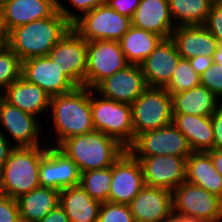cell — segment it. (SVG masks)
<instances>
[{
    "instance_id": "6da1fadb",
    "label": "cell",
    "mask_w": 222,
    "mask_h": 222,
    "mask_svg": "<svg viewBox=\"0 0 222 222\" xmlns=\"http://www.w3.org/2000/svg\"><path fill=\"white\" fill-rule=\"evenodd\" d=\"M72 24L56 10L50 17L19 26L6 35V45L24 61L47 56Z\"/></svg>"
},
{
    "instance_id": "7a4b0ae2",
    "label": "cell",
    "mask_w": 222,
    "mask_h": 222,
    "mask_svg": "<svg viewBox=\"0 0 222 222\" xmlns=\"http://www.w3.org/2000/svg\"><path fill=\"white\" fill-rule=\"evenodd\" d=\"M50 111L58 147L69 137L95 130L90 106V88L76 87L73 91L50 98Z\"/></svg>"
},
{
    "instance_id": "3957f363",
    "label": "cell",
    "mask_w": 222,
    "mask_h": 222,
    "mask_svg": "<svg viewBox=\"0 0 222 222\" xmlns=\"http://www.w3.org/2000/svg\"><path fill=\"white\" fill-rule=\"evenodd\" d=\"M58 148L76 163L81 173L111 167L127 150L96 130L69 137Z\"/></svg>"
},
{
    "instance_id": "277c9868",
    "label": "cell",
    "mask_w": 222,
    "mask_h": 222,
    "mask_svg": "<svg viewBox=\"0 0 222 222\" xmlns=\"http://www.w3.org/2000/svg\"><path fill=\"white\" fill-rule=\"evenodd\" d=\"M46 149V146L14 147L0 170V194L17 199L39 188V166Z\"/></svg>"
},
{
    "instance_id": "5b68a950",
    "label": "cell",
    "mask_w": 222,
    "mask_h": 222,
    "mask_svg": "<svg viewBox=\"0 0 222 222\" xmlns=\"http://www.w3.org/2000/svg\"><path fill=\"white\" fill-rule=\"evenodd\" d=\"M90 89L91 116L96 131L117 140L128 149L134 142L131 105L93 95Z\"/></svg>"
},
{
    "instance_id": "8992f818",
    "label": "cell",
    "mask_w": 222,
    "mask_h": 222,
    "mask_svg": "<svg viewBox=\"0 0 222 222\" xmlns=\"http://www.w3.org/2000/svg\"><path fill=\"white\" fill-rule=\"evenodd\" d=\"M131 108L134 140L143 132L172 123V97L164 87H147Z\"/></svg>"
},
{
    "instance_id": "52a82bcc",
    "label": "cell",
    "mask_w": 222,
    "mask_h": 222,
    "mask_svg": "<svg viewBox=\"0 0 222 222\" xmlns=\"http://www.w3.org/2000/svg\"><path fill=\"white\" fill-rule=\"evenodd\" d=\"M131 27V18L119 14L107 3L80 16L72 28L87 42L119 41Z\"/></svg>"
},
{
    "instance_id": "ba28073f",
    "label": "cell",
    "mask_w": 222,
    "mask_h": 222,
    "mask_svg": "<svg viewBox=\"0 0 222 222\" xmlns=\"http://www.w3.org/2000/svg\"><path fill=\"white\" fill-rule=\"evenodd\" d=\"M127 150L134 157L175 155L188 158L193 152L185 136L173 123L139 134Z\"/></svg>"
},
{
    "instance_id": "9c48e42d",
    "label": "cell",
    "mask_w": 222,
    "mask_h": 222,
    "mask_svg": "<svg viewBox=\"0 0 222 222\" xmlns=\"http://www.w3.org/2000/svg\"><path fill=\"white\" fill-rule=\"evenodd\" d=\"M47 56L76 87H86L87 41L73 28L52 48Z\"/></svg>"
},
{
    "instance_id": "30bf717a",
    "label": "cell",
    "mask_w": 222,
    "mask_h": 222,
    "mask_svg": "<svg viewBox=\"0 0 222 222\" xmlns=\"http://www.w3.org/2000/svg\"><path fill=\"white\" fill-rule=\"evenodd\" d=\"M173 211L207 222L222 220V199L202 187L183 182L172 191Z\"/></svg>"
},
{
    "instance_id": "8fae6325",
    "label": "cell",
    "mask_w": 222,
    "mask_h": 222,
    "mask_svg": "<svg viewBox=\"0 0 222 222\" xmlns=\"http://www.w3.org/2000/svg\"><path fill=\"white\" fill-rule=\"evenodd\" d=\"M88 66L86 87L94 89L102 80L128 65L119 41L96 40L87 42Z\"/></svg>"
},
{
    "instance_id": "7c38bea8",
    "label": "cell",
    "mask_w": 222,
    "mask_h": 222,
    "mask_svg": "<svg viewBox=\"0 0 222 222\" xmlns=\"http://www.w3.org/2000/svg\"><path fill=\"white\" fill-rule=\"evenodd\" d=\"M144 186L141 164L126 150L112 165L108 202L128 205Z\"/></svg>"
},
{
    "instance_id": "4fadbf2b",
    "label": "cell",
    "mask_w": 222,
    "mask_h": 222,
    "mask_svg": "<svg viewBox=\"0 0 222 222\" xmlns=\"http://www.w3.org/2000/svg\"><path fill=\"white\" fill-rule=\"evenodd\" d=\"M139 160L146 186L173 191L186 182V159L175 155L135 157Z\"/></svg>"
},
{
    "instance_id": "5bb4252c",
    "label": "cell",
    "mask_w": 222,
    "mask_h": 222,
    "mask_svg": "<svg viewBox=\"0 0 222 222\" xmlns=\"http://www.w3.org/2000/svg\"><path fill=\"white\" fill-rule=\"evenodd\" d=\"M81 172L76 163L58 147H47L40 161V187L64 190L80 185Z\"/></svg>"
},
{
    "instance_id": "9a60e30c",
    "label": "cell",
    "mask_w": 222,
    "mask_h": 222,
    "mask_svg": "<svg viewBox=\"0 0 222 222\" xmlns=\"http://www.w3.org/2000/svg\"><path fill=\"white\" fill-rule=\"evenodd\" d=\"M140 65H128L102 80L95 88L102 97L131 105L147 88Z\"/></svg>"
},
{
    "instance_id": "2e32d148",
    "label": "cell",
    "mask_w": 222,
    "mask_h": 222,
    "mask_svg": "<svg viewBox=\"0 0 222 222\" xmlns=\"http://www.w3.org/2000/svg\"><path fill=\"white\" fill-rule=\"evenodd\" d=\"M21 77L38 85L50 96L66 94L76 88L48 56L22 61Z\"/></svg>"
},
{
    "instance_id": "e0dca14e",
    "label": "cell",
    "mask_w": 222,
    "mask_h": 222,
    "mask_svg": "<svg viewBox=\"0 0 222 222\" xmlns=\"http://www.w3.org/2000/svg\"><path fill=\"white\" fill-rule=\"evenodd\" d=\"M0 124L15 141L14 147L41 146L38 135L42 125L38 117L10 105L3 98L0 99Z\"/></svg>"
},
{
    "instance_id": "ac0fdd59",
    "label": "cell",
    "mask_w": 222,
    "mask_h": 222,
    "mask_svg": "<svg viewBox=\"0 0 222 222\" xmlns=\"http://www.w3.org/2000/svg\"><path fill=\"white\" fill-rule=\"evenodd\" d=\"M57 10V0H7L0 4V29L7 35L16 27L48 18Z\"/></svg>"
},
{
    "instance_id": "d6986e66",
    "label": "cell",
    "mask_w": 222,
    "mask_h": 222,
    "mask_svg": "<svg viewBox=\"0 0 222 222\" xmlns=\"http://www.w3.org/2000/svg\"><path fill=\"white\" fill-rule=\"evenodd\" d=\"M181 56L172 38L162 39L140 65L148 87H165L171 80Z\"/></svg>"
},
{
    "instance_id": "ffe728a7",
    "label": "cell",
    "mask_w": 222,
    "mask_h": 222,
    "mask_svg": "<svg viewBox=\"0 0 222 222\" xmlns=\"http://www.w3.org/2000/svg\"><path fill=\"white\" fill-rule=\"evenodd\" d=\"M128 205L135 222H164L173 211L172 191L145 185Z\"/></svg>"
},
{
    "instance_id": "44dd1931",
    "label": "cell",
    "mask_w": 222,
    "mask_h": 222,
    "mask_svg": "<svg viewBox=\"0 0 222 222\" xmlns=\"http://www.w3.org/2000/svg\"><path fill=\"white\" fill-rule=\"evenodd\" d=\"M131 25L155 33L163 39L171 38L176 28L168 0H141L133 13Z\"/></svg>"
},
{
    "instance_id": "7402d4cb",
    "label": "cell",
    "mask_w": 222,
    "mask_h": 222,
    "mask_svg": "<svg viewBox=\"0 0 222 222\" xmlns=\"http://www.w3.org/2000/svg\"><path fill=\"white\" fill-rule=\"evenodd\" d=\"M181 58L213 57L219 42L204 25L176 26L171 37Z\"/></svg>"
},
{
    "instance_id": "603a6c76",
    "label": "cell",
    "mask_w": 222,
    "mask_h": 222,
    "mask_svg": "<svg viewBox=\"0 0 222 222\" xmlns=\"http://www.w3.org/2000/svg\"><path fill=\"white\" fill-rule=\"evenodd\" d=\"M2 98L10 105L36 117L50 109L51 96L38 85L20 77L2 93Z\"/></svg>"
},
{
    "instance_id": "cb8c5ba5",
    "label": "cell",
    "mask_w": 222,
    "mask_h": 222,
    "mask_svg": "<svg viewBox=\"0 0 222 222\" xmlns=\"http://www.w3.org/2000/svg\"><path fill=\"white\" fill-rule=\"evenodd\" d=\"M172 115V123L185 136L192 151L207 152L214 149L211 116Z\"/></svg>"
},
{
    "instance_id": "d4e9b609",
    "label": "cell",
    "mask_w": 222,
    "mask_h": 222,
    "mask_svg": "<svg viewBox=\"0 0 222 222\" xmlns=\"http://www.w3.org/2000/svg\"><path fill=\"white\" fill-rule=\"evenodd\" d=\"M186 182L206 189L222 199V176L208 152L193 151L186 159Z\"/></svg>"
},
{
    "instance_id": "484cf974",
    "label": "cell",
    "mask_w": 222,
    "mask_h": 222,
    "mask_svg": "<svg viewBox=\"0 0 222 222\" xmlns=\"http://www.w3.org/2000/svg\"><path fill=\"white\" fill-rule=\"evenodd\" d=\"M172 114L211 116L222 104L206 87L199 85L188 91L173 93Z\"/></svg>"
},
{
    "instance_id": "4316f807",
    "label": "cell",
    "mask_w": 222,
    "mask_h": 222,
    "mask_svg": "<svg viewBox=\"0 0 222 222\" xmlns=\"http://www.w3.org/2000/svg\"><path fill=\"white\" fill-rule=\"evenodd\" d=\"M59 204L70 222H98L102 203L93 199L78 185L61 190Z\"/></svg>"
},
{
    "instance_id": "83f0119b",
    "label": "cell",
    "mask_w": 222,
    "mask_h": 222,
    "mask_svg": "<svg viewBox=\"0 0 222 222\" xmlns=\"http://www.w3.org/2000/svg\"><path fill=\"white\" fill-rule=\"evenodd\" d=\"M60 191L39 187L19 196L17 200L21 222H39L57 205Z\"/></svg>"
},
{
    "instance_id": "f1b7e54d",
    "label": "cell",
    "mask_w": 222,
    "mask_h": 222,
    "mask_svg": "<svg viewBox=\"0 0 222 222\" xmlns=\"http://www.w3.org/2000/svg\"><path fill=\"white\" fill-rule=\"evenodd\" d=\"M162 39L155 33L131 25L119 43L127 62L141 65Z\"/></svg>"
},
{
    "instance_id": "f546056e",
    "label": "cell",
    "mask_w": 222,
    "mask_h": 222,
    "mask_svg": "<svg viewBox=\"0 0 222 222\" xmlns=\"http://www.w3.org/2000/svg\"><path fill=\"white\" fill-rule=\"evenodd\" d=\"M214 0H168L176 26L204 25ZM177 24H176V23Z\"/></svg>"
},
{
    "instance_id": "4dcf8cb0",
    "label": "cell",
    "mask_w": 222,
    "mask_h": 222,
    "mask_svg": "<svg viewBox=\"0 0 222 222\" xmlns=\"http://www.w3.org/2000/svg\"><path fill=\"white\" fill-rule=\"evenodd\" d=\"M112 181V166L82 172L80 186L95 200L108 202L110 184Z\"/></svg>"
},
{
    "instance_id": "1f68e13d",
    "label": "cell",
    "mask_w": 222,
    "mask_h": 222,
    "mask_svg": "<svg viewBox=\"0 0 222 222\" xmlns=\"http://www.w3.org/2000/svg\"><path fill=\"white\" fill-rule=\"evenodd\" d=\"M201 85L200 76L195 72L188 59L180 58L175 73L170 82L164 87L171 95L188 91Z\"/></svg>"
},
{
    "instance_id": "d6a6232c",
    "label": "cell",
    "mask_w": 222,
    "mask_h": 222,
    "mask_svg": "<svg viewBox=\"0 0 222 222\" xmlns=\"http://www.w3.org/2000/svg\"><path fill=\"white\" fill-rule=\"evenodd\" d=\"M21 59L5 45L0 50V89H7L21 77Z\"/></svg>"
},
{
    "instance_id": "836d02e7",
    "label": "cell",
    "mask_w": 222,
    "mask_h": 222,
    "mask_svg": "<svg viewBox=\"0 0 222 222\" xmlns=\"http://www.w3.org/2000/svg\"><path fill=\"white\" fill-rule=\"evenodd\" d=\"M98 222H135L129 205L104 202L99 210Z\"/></svg>"
},
{
    "instance_id": "e575fe53",
    "label": "cell",
    "mask_w": 222,
    "mask_h": 222,
    "mask_svg": "<svg viewBox=\"0 0 222 222\" xmlns=\"http://www.w3.org/2000/svg\"><path fill=\"white\" fill-rule=\"evenodd\" d=\"M68 2L74 9L79 10L81 15L72 14L73 12L69 11L59 0H57V10L61 12L67 21L73 24L80 16L105 4L107 0H68Z\"/></svg>"
},
{
    "instance_id": "d590c367",
    "label": "cell",
    "mask_w": 222,
    "mask_h": 222,
    "mask_svg": "<svg viewBox=\"0 0 222 222\" xmlns=\"http://www.w3.org/2000/svg\"><path fill=\"white\" fill-rule=\"evenodd\" d=\"M200 83L222 99V66L213 62L211 67L200 75Z\"/></svg>"
},
{
    "instance_id": "8d00e7d4",
    "label": "cell",
    "mask_w": 222,
    "mask_h": 222,
    "mask_svg": "<svg viewBox=\"0 0 222 222\" xmlns=\"http://www.w3.org/2000/svg\"><path fill=\"white\" fill-rule=\"evenodd\" d=\"M204 26L219 43H222V0L213 1Z\"/></svg>"
},
{
    "instance_id": "74e56055",
    "label": "cell",
    "mask_w": 222,
    "mask_h": 222,
    "mask_svg": "<svg viewBox=\"0 0 222 222\" xmlns=\"http://www.w3.org/2000/svg\"><path fill=\"white\" fill-rule=\"evenodd\" d=\"M0 222H21L17 200L0 194Z\"/></svg>"
},
{
    "instance_id": "f35d334b",
    "label": "cell",
    "mask_w": 222,
    "mask_h": 222,
    "mask_svg": "<svg viewBox=\"0 0 222 222\" xmlns=\"http://www.w3.org/2000/svg\"><path fill=\"white\" fill-rule=\"evenodd\" d=\"M141 0H107V4L119 14L132 18Z\"/></svg>"
},
{
    "instance_id": "ab89813d",
    "label": "cell",
    "mask_w": 222,
    "mask_h": 222,
    "mask_svg": "<svg viewBox=\"0 0 222 222\" xmlns=\"http://www.w3.org/2000/svg\"><path fill=\"white\" fill-rule=\"evenodd\" d=\"M211 121L214 132V149L222 150V104L211 115Z\"/></svg>"
},
{
    "instance_id": "60d3db41",
    "label": "cell",
    "mask_w": 222,
    "mask_h": 222,
    "mask_svg": "<svg viewBox=\"0 0 222 222\" xmlns=\"http://www.w3.org/2000/svg\"><path fill=\"white\" fill-rule=\"evenodd\" d=\"M188 60L199 76L213 64V58L211 56H195Z\"/></svg>"
},
{
    "instance_id": "b9f144b4",
    "label": "cell",
    "mask_w": 222,
    "mask_h": 222,
    "mask_svg": "<svg viewBox=\"0 0 222 222\" xmlns=\"http://www.w3.org/2000/svg\"><path fill=\"white\" fill-rule=\"evenodd\" d=\"M39 222H70V220L59 204Z\"/></svg>"
},
{
    "instance_id": "7bdbcfd3",
    "label": "cell",
    "mask_w": 222,
    "mask_h": 222,
    "mask_svg": "<svg viewBox=\"0 0 222 222\" xmlns=\"http://www.w3.org/2000/svg\"><path fill=\"white\" fill-rule=\"evenodd\" d=\"M10 142L6 139V136L3 133V130L0 131V170L5 165V162L8 160L11 151L14 146L9 144Z\"/></svg>"
},
{
    "instance_id": "ee69618b",
    "label": "cell",
    "mask_w": 222,
    "mask_h": 222,
    "mask_svg": "<svg viewBox=\"0 0 222 222\" xmlns=\"http://www.w3.org/2000/svg\"><path fill=\"white\" fill-rule=\"evenodd\" d=\"M164 222H207V221H203L192 216H186L172 211L169 217Z\"/></svg>"
},
{
    "instance_id": "f6af8a7d",
    "label": "cell",
    "mask_w": 222,
    "mask_h": 222,
    "mask_svg": "<svg viewBox=\"0 0 222 222\" xmlns=\"http://www.w3.org/2000/svg\"><path fill=\"white\" fill-rule=\"evenodd\" d=\"M211 156L213 166L217 172L222 176V150L213 149L207 151Z\"/></svg>"
},
{
    "instance_id": "bcb514c9",
    "label": "cell",
    "mask_w": 222,
    "mask_h": 222,
    "mask_svg": "<svg viewBox=\"0 0 222 222\" xmlns=\"http://www.w3.org/2000/svg\"><path fill=\"white\" fill-rule=\"evenodd\" d=\"M213 62L222 66V43L218 44V47L213 55Z\"/></svg>"
},
{
    "instance_id": "7dc6e473",
    "label": "cell",
    "mask_w": 222,
    "mask_h": 222,
    "mask_svg": "<svg viewBox=\"0 0 222 222\" xmlns=\"http://www.w3.org/2000/svg\"><path fill=\"white\" fill-rule=\"evenodd\" d=\"M6 45V35L0 29V50Z\"/></svg>"
},
{
    "instance_id": "c3c4849f",
    "label": "cell",
    "mask_w": 222,
    "mask_h": 222,
    "mask_svg": "<svg viewBox=\"0 0 222 222\" xmlns=\"http://www.w3.org/2000/svg\"><path fill=\"white\" fill-rule=\"evenodd\" d=\"M5 1H7V0H0V4H2V3L5 2Z\"/></svg>"
}]
</instances>
